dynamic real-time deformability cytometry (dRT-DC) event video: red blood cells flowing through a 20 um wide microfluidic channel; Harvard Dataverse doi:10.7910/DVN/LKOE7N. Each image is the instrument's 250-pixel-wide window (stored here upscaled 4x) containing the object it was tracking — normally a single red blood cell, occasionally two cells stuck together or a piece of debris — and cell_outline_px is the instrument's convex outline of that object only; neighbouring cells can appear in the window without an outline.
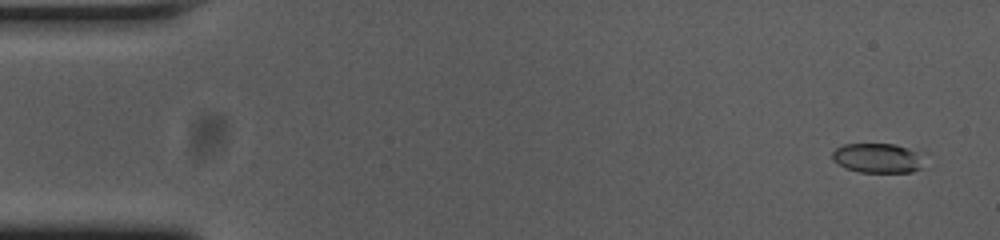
{"species": "common noctule bat (a hibernating species)", "species_latin": "Nyctalus noctula", "temperature_condition": "cold", "stored_images_in_passage": 55, "camera_frame_rate_fps": 3000, "um_per_image_px": 0.085, "animal": {"sex": "female", "body_mass_g": 23.0, "forearm_length_mm": 53.4}, "frame": {"image": 1, "passage_image": 3, "time_ms": 0.667, "image_size_px": [1000, 240], "cell_outline_px": [[920, 168], [912, 172], [860, 172], [844, 168], [832, 160], [832, 152], [836, 148], [844, 144], [892, 144], [908, 148], [916, 152]], "centroid_in_image_um": [74.47, 13.44], "position_along_channel_um": 10.5, "area_um2": 15.43}}
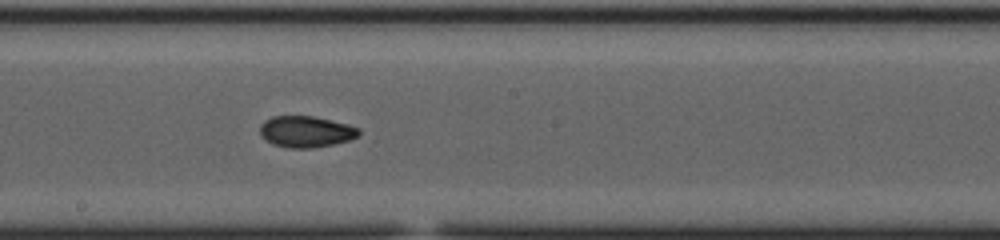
{"frame": {"image": 2, "passage_image": 30, "time_ms": 9.667, "image_size_px": [1000, 240], "cell_outline_px": [[360, 132], [356, 136], [348, 140], [332, 144], [312, 148], [288, 148], [272, 144], [260, 132], [260, 124], [264, 120], [272, 116], [312, 116], [348, 124], [360, 128]], "centroid_in_image_um": [25.99, 11.18], "position_along_channel_um": 222.2, "area_um2": 17.86}}
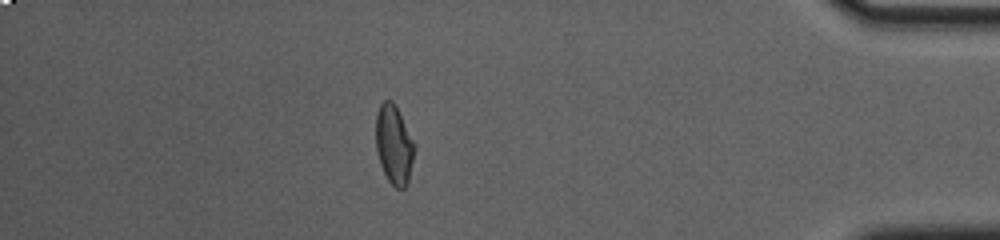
{"frame": {"image": 3, "passage_image": 48, "time_ms": 15.667, "image_size_px": [1000, 240], "cell_outline_px": [[416, 148], [408, 184], [404, 188], [396, 188], [388, 180], [380, 164], [376, 148], [376, 112], [380, 104], [384, 100], [392, 100]], "centroid_in_image_um": [33.48, 12.33], "position_along_channel_um": 401.7, "area_um2": 17.57}, "authors_computed_cell_mechanics": {"area_um2": 17.5712, "velocity_mm_per_s": 3.7448, "shape_relaxation_time_tau1_ms": 8.1355, "shape_relaxation_time_tau2_ms": 2.8622, "deformation_change_tau1": 0.1941, "deformation_change_tau2": 0.0744}}